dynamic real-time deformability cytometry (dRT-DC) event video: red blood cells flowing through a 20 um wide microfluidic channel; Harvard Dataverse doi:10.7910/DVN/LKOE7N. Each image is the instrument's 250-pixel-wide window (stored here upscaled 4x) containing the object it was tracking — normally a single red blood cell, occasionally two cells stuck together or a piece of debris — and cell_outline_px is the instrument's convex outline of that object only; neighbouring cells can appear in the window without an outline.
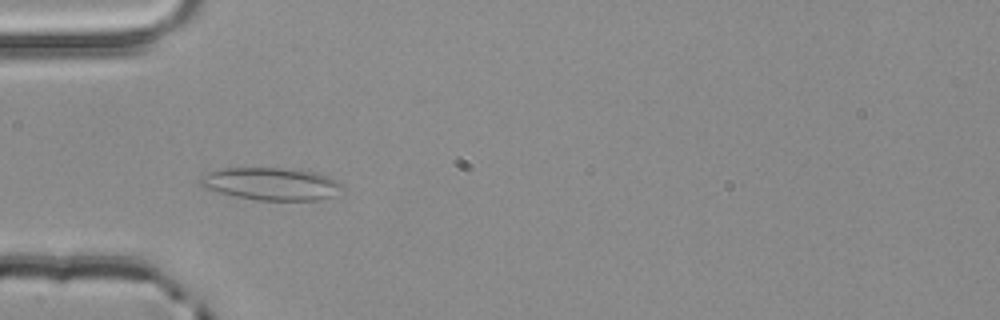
{"species": "common noctule bat (a hibernating species)", "species_latin": "Nyctalus noctula", "temperature_condition": "room temperature", "stored_images_in_passage": 2, "camera_frame_rate_fps": 3000, "um_per_image_px": 0.085, "animal": {"sex": "male", "body_mass_g": 20.4}, "frame": {"image": 1, "passage_image": 2, "time_ms": 0.333, "image_size_px": [1000, 320], "cell_outline_px": [[344, 188], [328, 196], [316, 200], [256, 200], [236, 196], [220, 192], [208, 188], [200, 184], [200, 180], [208, 172], [224, 168], [284, 168], [316, 172], [328, 176], [344, 184]], "centroid_in_image_um": [23.09, 15.62], "position_along_channel_um": 61.9, "area_um2": 26.47}}